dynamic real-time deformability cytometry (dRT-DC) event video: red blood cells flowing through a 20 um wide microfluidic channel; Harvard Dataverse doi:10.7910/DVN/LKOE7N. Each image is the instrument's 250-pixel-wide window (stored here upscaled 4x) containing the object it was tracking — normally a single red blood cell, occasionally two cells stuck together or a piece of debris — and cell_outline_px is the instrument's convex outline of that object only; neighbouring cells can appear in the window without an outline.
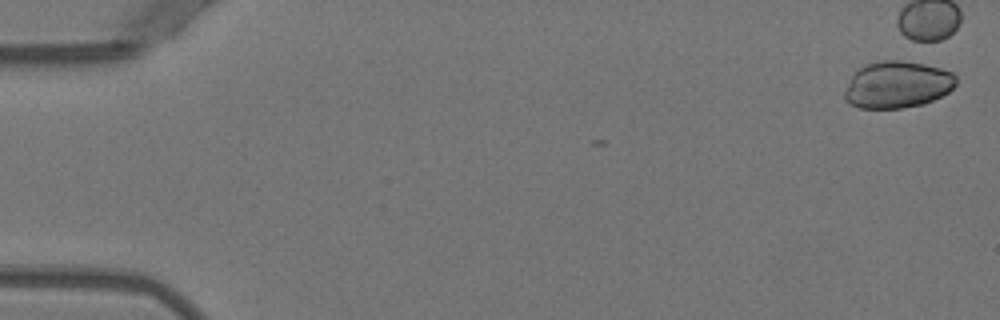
{"species": "Egyptian fruit bat (a non-hibernating species)", "species_latin": "Rousettus aegyptiacus", "temperature_condition": "warm", "stored_images_in_passage": 2, "camera_frame_rate_fps": 3000, "um_per_image_px": 0.085, "animal": {"sex": "female"}, "frame": {"image": 1, "passage_image": 2, "time_ms": 0.333, "image_size_px": [1000, 320], "cell_outline_px": [[956, 84], [948, 92], [924, 104], [900, 108], [860, 108], [848, 104], [844, 100], [844, 92], [856, 68], [880, 60], [900, 60], [924, 64], [940, 68], [952, 72], [956, 76]], "centroid_in_image_um": [76.25, 7.19], "position_along_channel_um": 8.8, "area_um2": 30.52}}